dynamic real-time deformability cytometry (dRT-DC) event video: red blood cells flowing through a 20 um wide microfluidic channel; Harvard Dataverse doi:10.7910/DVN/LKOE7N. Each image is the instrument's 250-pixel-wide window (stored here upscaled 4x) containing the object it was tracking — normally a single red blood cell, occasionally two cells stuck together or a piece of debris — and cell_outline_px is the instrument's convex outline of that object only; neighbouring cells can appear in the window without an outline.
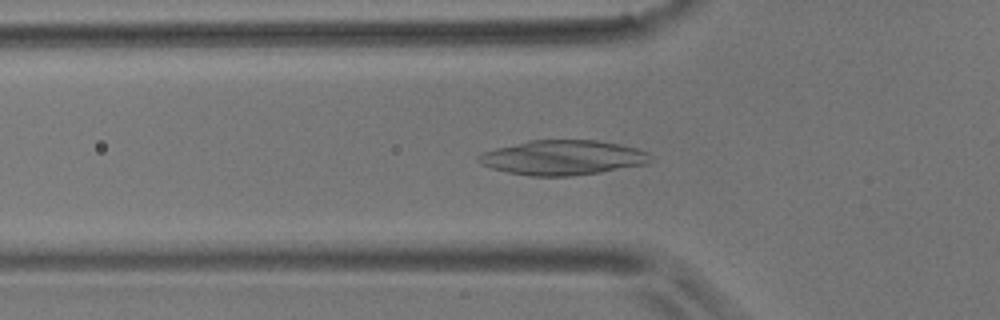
{"species": "common noctule bat (a hibernating species)", "species_latin": "Nyctalus noctula", "temperature_condition": "room temperature", "stored_images_in_passage": 53, "camera_frame_rate_fps": 3000, "um_per_image_px": 0.085, "animal": {"sex": "male", "body_mass_g": 17.9}, "frame": {"image": 1, "passage_image": 16, "time_ms": 5.0, "image_size_px": [1000, 320], "cell_outline_px": [[652, 160], [648, 164], [600, 172], [572, 176], [532, 176], [508, 172], [492, 168], [480, 164], [476, 160], [476, 156], [480, 152], [528, 140], [596, 140], [620, 144], [636, 148], [648, 152]], "centroid_in_image_um": [47.81, 13.39], "position_along_channel_um": 78.0, "area_um2": 35.03}}
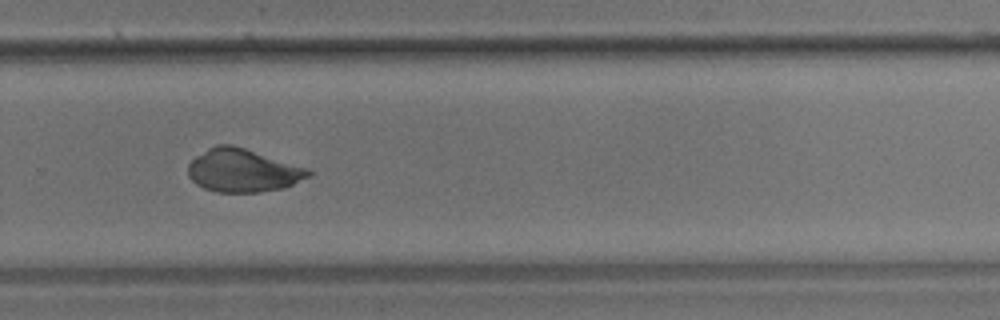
{"frame": {"image": 2, "passage_image": 35, "time_ms": 11.333, "image_size_px": [1000, 320], "cell_outline_px": [[312, 176], [284, 188], [260, 192], [216, 192], [204, 188], [196, 184], [188, 176], [188, 164], [196, 156], [208, 148], [216, 144], [232, 144], [308, 168], [312, 172]], "centroid_in_image_um": [20.65, 14.49], "position_along_channel_um": 309.2, "area_um2": 30.35}}
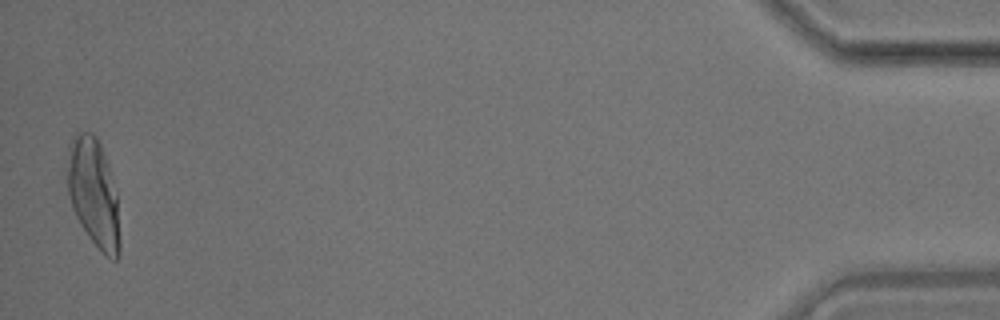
{"frame": {"image": 3, "passage_image": 52, "time_ms": 17.0, "image_size_px": [1000, 320], "cell_outline_px": [[120, 248], [116, 260], [112, 260], [104, 256], [88, 236], [80, 224], [72, 208], [68, 192], [68, 144], [72, 136], [76, 132], [92, 132], [96, 136], [100, 144], [108, 168], [116, 196], [120, 240]], "centroid_in_image_um": [7.93, 16.42], "position_along_channel_um": 427.3, "area_um2": 32.83}}